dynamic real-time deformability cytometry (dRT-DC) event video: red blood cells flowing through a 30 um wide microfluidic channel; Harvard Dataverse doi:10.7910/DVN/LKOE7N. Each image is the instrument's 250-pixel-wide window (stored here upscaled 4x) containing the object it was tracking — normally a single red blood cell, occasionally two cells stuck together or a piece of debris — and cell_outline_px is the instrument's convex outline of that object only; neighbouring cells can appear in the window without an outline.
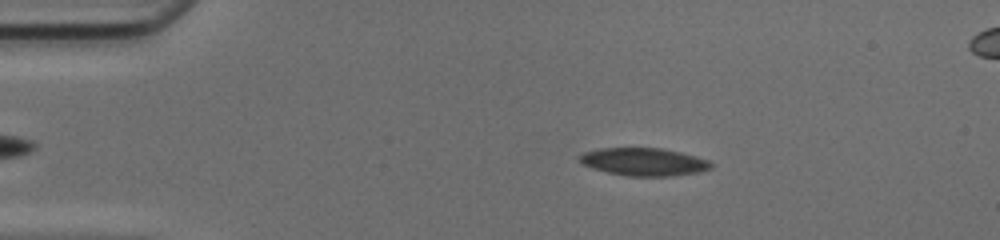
{"species": "common noctule bat (a hibernating species)", "species_latin": "Nyctalus noctula", "temperature_condition": "cold", "stored_images_in_passage": 44, "camera_frame_rate_fps": 3000, "um_per_image_px": 0.085, "animal": {"sex": "female", "body_mass_g": 17.0, "forearm_length_mm": 48.0}, "frame": {"image": 1, "passage_image": 9, "time_ms": 2.667, "image_size_px": [1000, 240], "cell_outline_px": [[712, 168], [696, 172], [668, 176], [628, 176], [608, 172], [592, 168], [584, 164], [580, 160], [580, 156], [584, 152], [600, 148], [660, 148], [680, 152], [696, 156], [708, 160], [712, 164]], "centroid_in_image_um": [54.73, 13.75], "position_along_channel_um": 30.3, "area_um2": 20.98}}
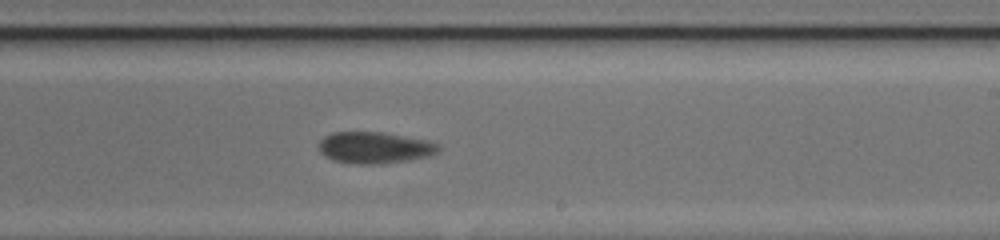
{"frame": {"image": 2, "passage_image": 30, "time_ms": 9.667, "image_size_px": [1000, 240], "cell_outline_px": [[440, 148], [432, 156], [408, 160], [380, 164], [360, 164], [332, 160], [324, 156], [320, 152], [320, 140], [324, 136], [332, 132], [384, 132], [428, 140], [440, 144]], "centroid_in_image_um": [31.87, 12.54], "position_along_channel_um": 257.1, "area_um2": 22.14}}
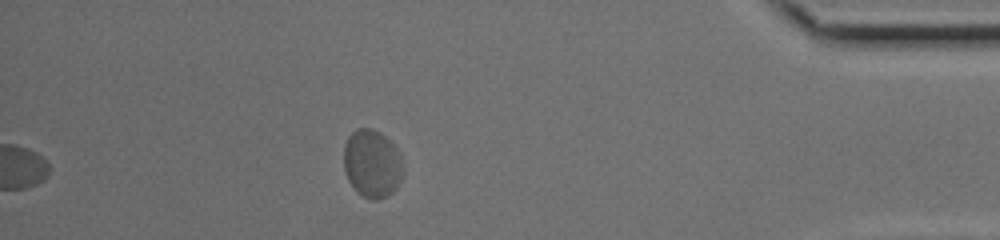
{"frame": {"image": 3, "passage_image": 44, "time_ms": 14.333, "image_size_px": [1000, 240], "cell_outline_px": [[400, 180], [396, 188], [392, 192], [376, 200], [372, 200], [356, 192], [352, 188], [344, 172], [344, 144], [348, 136], [356, 128], [372, 128], [380, 132], [396, 148], [400, 156]], "centroid_in_image_um": [31.56, 13.9], "position_along_channel_um": 403.6, "area_um2": 23.24}, "authors_computed_cell_mechanics": {"area_um2": 21.9062, "velocity_mm_per_s": 4.0893, "shape_relaxation_time_tau1_ms": null, "shape_relaxation_time_tau2_ms": 3.5471, "deformation_change_tau1": null, "deformation_change_tau2": 0.0609}}